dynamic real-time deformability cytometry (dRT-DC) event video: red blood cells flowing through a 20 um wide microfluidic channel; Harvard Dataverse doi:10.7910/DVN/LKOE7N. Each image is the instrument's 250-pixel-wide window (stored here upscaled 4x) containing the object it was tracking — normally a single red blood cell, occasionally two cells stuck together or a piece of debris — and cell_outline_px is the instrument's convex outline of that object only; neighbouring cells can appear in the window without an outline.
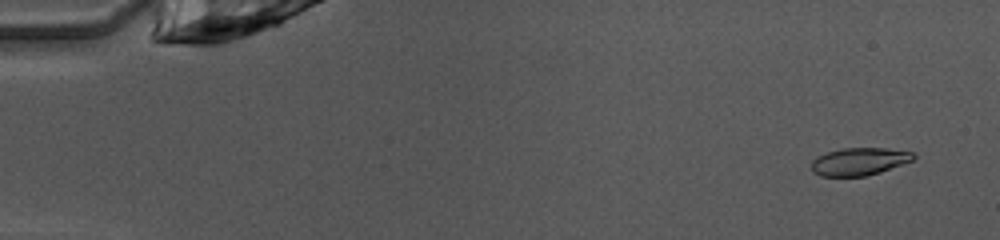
{"species": "common noctule bat (a hibernating species)", "species_latin": "Nyctalus noctula", "temperature_condition": "warm", "stored_images_in_passage": 15, "camera_frame_rate_fps": 3000, "um_per_image_px": 0.085, "animal": {"sex": "female", "body_mass_g": 10.0, "forearm_length_mm": 53.1}, "frame": {"image": 1, "passage_image": 3, "time_ms": 0.667, "image_size_px": [1000, 240], "cell_outline_px": [[916, 156], [912, 160], [880, 172], [868, 176], [820, 176], [812, 172], [812, 160], [816, 156], [840, 148], [884, 148], [912, 152]], "centroid_in_image_um": [72.99, 13.73], "position_along_channel_um": 12.0, "area_um2": 16.36}}
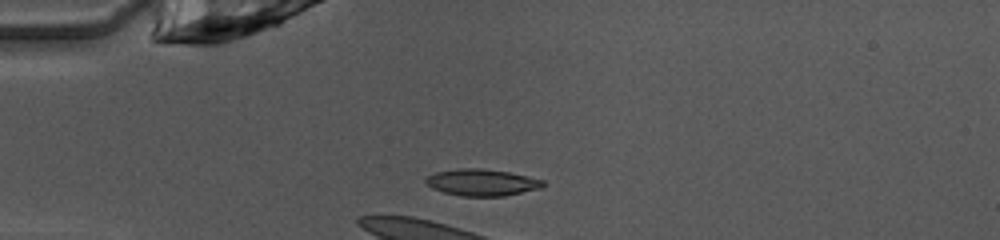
{"frame": {"image": 2, "passage_image": 13, "time_ms": 4.0, "image_size_px": [1000, 240], "cell_outline_px": [[544, 184], [540, 188], [504, 196], [460, 196], [444, 192], [432, 188], [424, 180], [428, 176], [436, 172], [460, 168], [480, 168], [508, 172], [544, 180]], "centroid_in_image_um": [40.94, 15.51], "position_along_channel_um": 44.1, "area_um2": 18.03}}